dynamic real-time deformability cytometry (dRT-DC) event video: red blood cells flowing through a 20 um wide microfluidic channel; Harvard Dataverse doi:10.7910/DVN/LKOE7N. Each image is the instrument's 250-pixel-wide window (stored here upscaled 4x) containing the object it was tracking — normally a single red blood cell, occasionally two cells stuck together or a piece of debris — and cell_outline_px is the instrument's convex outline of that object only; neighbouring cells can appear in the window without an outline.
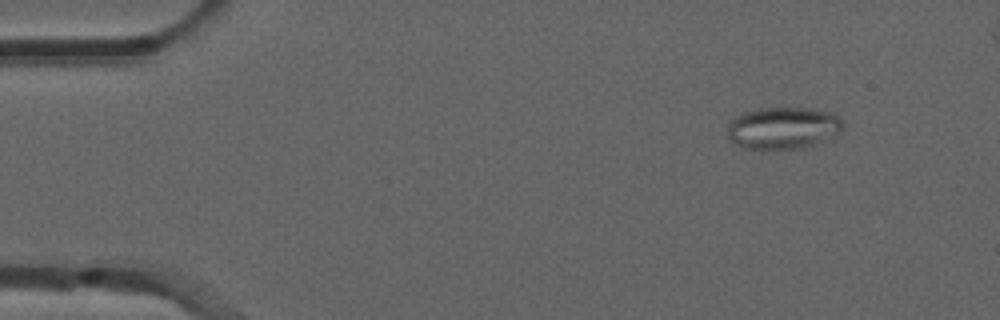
{"species": "common noctule bat (a hibernating species)", "species_latin": "Nyctalus noctula", "temperature_condition": "room temperature", "stored_images_in_passage": 6, "camera_frame_rate_fps": 3000, "um_per_image_px": 0.085, "animal": {"sex": "male", "forearm_length_mm": 52.5}, "frame": {"image": 1, "passage_image": 3, "time_ms": 0.667, "image_size_px": [1000, 320], "cell_outline_px": [[844, 128], [840, 132], [812, 144], [800, 148], [772, 152], [764, 152], [744, 148], [728, 140], [728, 124], [736, 116], [744, 112], [760, 108], [812, 108], [832, 112], [840, 116], [844, 124]], "centroid_in_image_um": [66.53, 10.91], "position_along_channel_um": 18.5, "area_um2": 29.02}}